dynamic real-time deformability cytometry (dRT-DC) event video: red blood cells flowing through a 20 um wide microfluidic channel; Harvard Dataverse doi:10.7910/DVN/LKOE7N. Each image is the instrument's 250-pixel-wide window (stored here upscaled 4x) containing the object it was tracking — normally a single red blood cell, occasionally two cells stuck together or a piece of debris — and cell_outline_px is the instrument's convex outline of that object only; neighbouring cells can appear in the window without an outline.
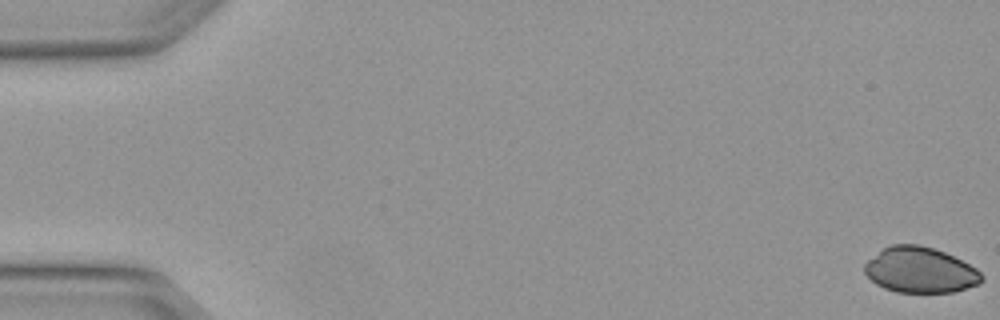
{"species": "Egyptian fruit bat (a non-hibernating species)", "species_latin": "Rousettus aegyptiacus", "temperature_condition": "warm", "stored_images_in_passage": 6, "camera_frame_rate_fps": 3000, "um_per_image_px": 0.085, "animal": {"sex": "female"}, "frame": {"image": 1, "passage_image": 1, "time_ms": 0.0, "image_size_px": [1000, 320], "cell_outline_px": [[984, 280], [980, 284], [956, 292], [896, 292], [884, 288], [876, 284], [864, 272], [864, 264], [868, 260], [884, 248], [892, 244], [920, 244], [944, 252], [976, 268], [984, 276]], "centroid_in_image_um": [78.23, 22.96], "position_along_channel_um": 6.8, "area_um2": 31.1}}
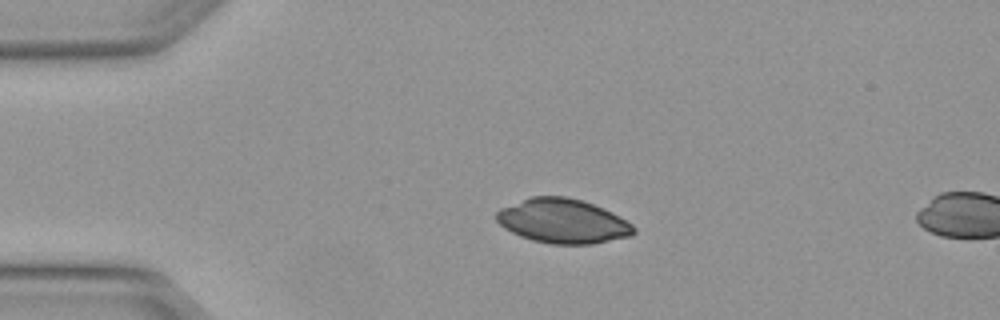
{"frame": {"image": 2, "passage_image": 4, "time_ms": 1.0, "image_size_px": [1000, 320], "cell_outline_px": [[636, 232], [632, 236], [592, 244], [552, 244], [532, 240], [520, 236], [504, 228], [496, 220], [496, 212], [500, 208], [532, 196], [568, 196], [584, 200], [604, 208], [620, 216], [632, 224], [636, 228]], "centroid_in_image_um": [47.87, 18.79], "position_along_channel_um": 37.1, "area_um2": 35.78}}